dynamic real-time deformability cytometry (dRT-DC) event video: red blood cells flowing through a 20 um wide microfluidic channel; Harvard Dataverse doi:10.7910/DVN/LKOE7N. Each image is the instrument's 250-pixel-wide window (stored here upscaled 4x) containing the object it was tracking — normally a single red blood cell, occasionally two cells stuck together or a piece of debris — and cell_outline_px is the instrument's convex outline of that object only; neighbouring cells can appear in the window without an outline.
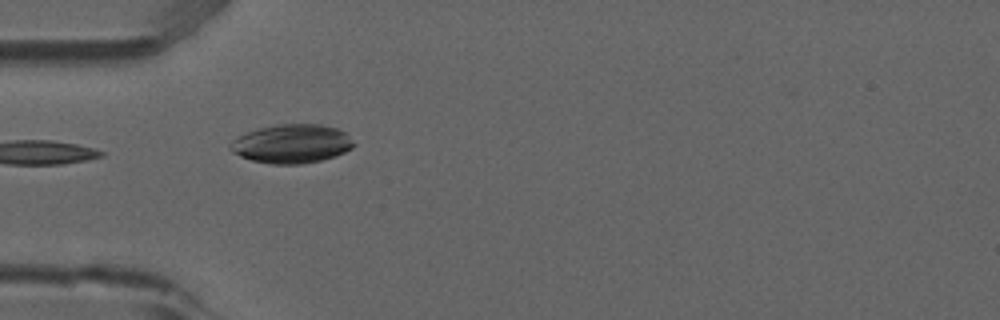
{"species": "common noctule bat (a hibernating species)", "species_latin": "Nyctalus noctula", "temperature_condition": "room temperature", "stored_images_in_passage": 24, "camera_frame_rate_fps": 3000, "um_per_image_px": 0.085, "animal": {"sex": "male", "forearm_length_mm": 52.5}, "frame": {"image": 1, "passage_image": 1, "time_ms": 0.0, "image_size_px": [1000, 320], "cell_outline_px": [[356, 144], [352, 148], [336, 156], [320, 160], [300, 164], [272, 164], [252, 160], [240, 156], [232, 152], [228, 148], [232, 140], [256, 128], [276, 124], [320, 124], [336, 128], [344, 132]], "centroid_in_image_um": [24.79, 12.21], "position_along_channel_um": 60.2, "area_um2": 27.92}}